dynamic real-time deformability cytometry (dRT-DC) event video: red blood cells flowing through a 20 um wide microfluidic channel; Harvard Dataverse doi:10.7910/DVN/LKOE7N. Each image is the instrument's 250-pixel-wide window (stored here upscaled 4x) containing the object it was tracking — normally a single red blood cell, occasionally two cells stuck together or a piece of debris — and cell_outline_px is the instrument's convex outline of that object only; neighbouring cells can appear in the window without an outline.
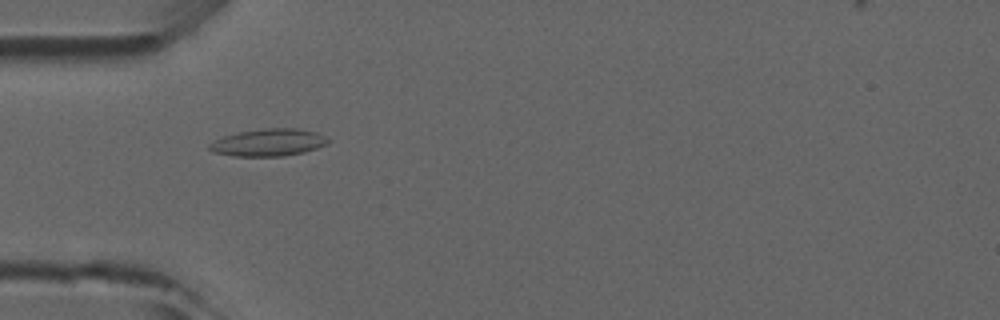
{"species": "common noctule bat (a hibernating species)", "species_latin": "Nyctalus noctula", "temperature_condition": "room temperature", "stored_images_in_passage": 49, "camera_frame_rate_fps": 3000, "um_per_image_px": 0.085, "animal": {"sex": "male", "forearm_length_mm": 52.5}, "frame": {"image": 1, "passage_image": 15, "time_ms": 4.667, "image_size_px": [1000, 320], "cell_outline_px": [[332, 140], [328, 144], [304, 152], [284, 156], [232, 156], [212, 152], [208, 148], [208, 144], [224, 136], [240, 132], [264, 128], [296, 128], [316, 132]], "centroid_in_image_um": [22.84, 12.11], "position_along_channel_um": 62.2, "area_um2": 18.9}}